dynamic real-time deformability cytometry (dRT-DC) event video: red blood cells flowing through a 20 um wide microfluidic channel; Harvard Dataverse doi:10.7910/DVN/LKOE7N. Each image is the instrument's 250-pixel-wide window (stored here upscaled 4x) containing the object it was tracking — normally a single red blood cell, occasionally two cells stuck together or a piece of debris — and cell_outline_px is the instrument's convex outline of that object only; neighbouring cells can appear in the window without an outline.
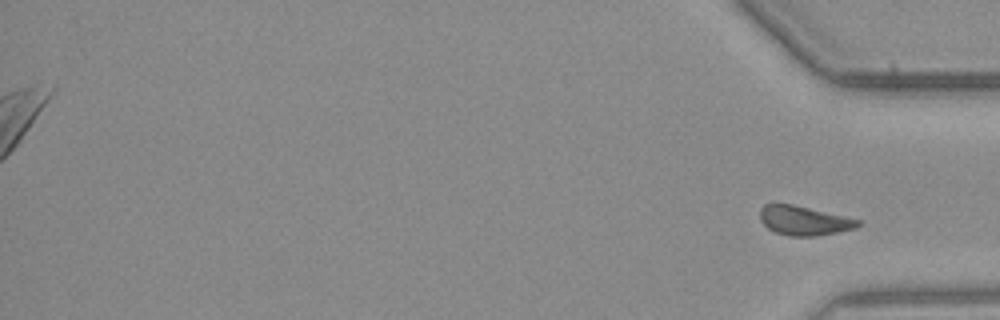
{"species": "common noctule bat (a hibernating species)", "species_latin": "Nyctalus noctula", "temperature_condition": "warm", "stored_images_in_passage": 43, "segment_of_instrument_passage": [2, 2], "camera_frame_rate_fps": 3000, "um_per_image_px": 0.085, "animal": {"sex": "male", "body_mass_g": 23.1, "forearm_length_mm": 52.7}, "frame": {"image": 1, "passage_image": 43, "time_ms": 14.0, "image_size_px": [1000, 320], "cell_outline_px": [[860, 224], [856, 228], [836, 232], [812, 236], [792, 236], [776, 232], [768, 228], [760, 220], [760, 208], [764, 204], [792, 204], [844, 216], [860, 220]], "centroid_in_image_um": [68.31, 18.74], "position_along_channel_um": 366.9, "area_um2": 16.42}}